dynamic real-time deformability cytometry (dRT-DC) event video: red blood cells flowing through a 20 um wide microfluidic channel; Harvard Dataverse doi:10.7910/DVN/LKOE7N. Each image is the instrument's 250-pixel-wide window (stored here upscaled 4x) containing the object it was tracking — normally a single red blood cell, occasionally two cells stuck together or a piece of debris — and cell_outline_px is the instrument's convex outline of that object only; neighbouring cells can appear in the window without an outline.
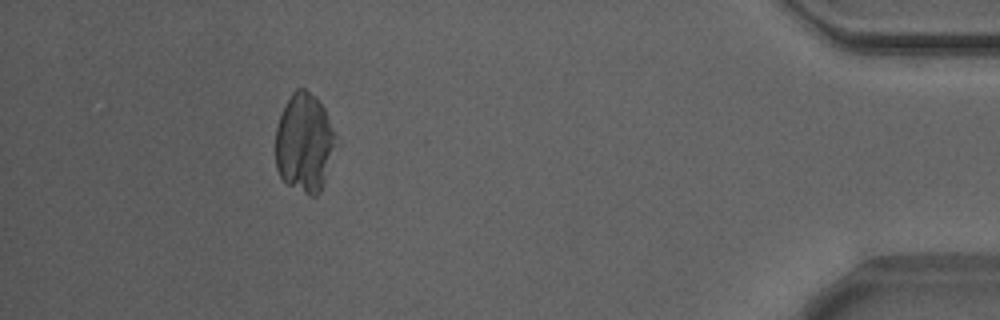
{"species": "Egyptian fruit bat (a non-hibernating species)", "species_latin": "Rousettus aegyptiacus", "temperature_condition": "warm", "stored_images_in_passage": 53, "camera_frame_rate_fps": 3000, "um_per_image_px": 0.085, "animal": {"sex": "male"}, "frame": {"image": 1, "passage_image": 48, "time_ms": 15.667, "image_size_px": [1000, 320], "cell_outline_px": [[336, 136], [324, 180], [320, 192], [316, 196], [308, 196], [288, 184], [280, 176], [276, 168], [276, 128], [280, 116], [292, 92], [296, 88], [304, 88], [316, 96], [324, 108]], "centroid_in_image_um": [25.84, 12.13], "position_along_channel_um": 409.4, "area_um2": 34.16}}